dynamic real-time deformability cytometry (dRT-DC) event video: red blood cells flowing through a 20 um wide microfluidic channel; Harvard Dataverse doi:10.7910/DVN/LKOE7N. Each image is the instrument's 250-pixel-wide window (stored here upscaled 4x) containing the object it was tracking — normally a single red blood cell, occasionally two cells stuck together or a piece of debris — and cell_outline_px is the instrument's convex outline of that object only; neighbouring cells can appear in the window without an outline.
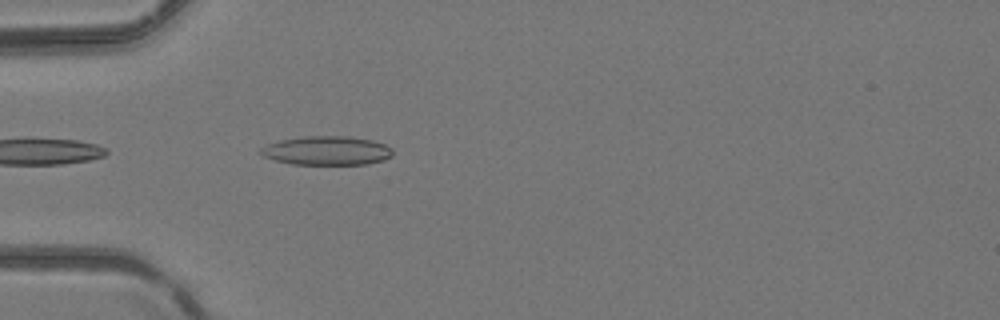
{"species": "common noctule bat (a hibernating species)", "species_latin": "Nyctalus noctula", "temperature_condition": "room temperature", "stored_images_in_passage": 4, "camera_frame_rate_fps": 3000, "um_per_image_px": 0.085, "animal": {"sex": "female", "body_mass_g": 24.6, "forearm_length_mm": 56.2}, "frame": {"image": 1, "passage_image": 4, "time_ms": 1.0, "image_size_px": [1000, 320], "cell_outline_px": [[392, 156], [384, 160], [368, 164], [292, 164], [276, 160], [264, 156], [260, 152], [260, 148], [268, 144], [280, 140], [304, 136], [348, 136], [372, 140], [384, 144], [392, 148]], "centroid_in_image_um": [27.8, 12.8], "position_along_channel_um": 57.2, "area_um2": 22.2}}